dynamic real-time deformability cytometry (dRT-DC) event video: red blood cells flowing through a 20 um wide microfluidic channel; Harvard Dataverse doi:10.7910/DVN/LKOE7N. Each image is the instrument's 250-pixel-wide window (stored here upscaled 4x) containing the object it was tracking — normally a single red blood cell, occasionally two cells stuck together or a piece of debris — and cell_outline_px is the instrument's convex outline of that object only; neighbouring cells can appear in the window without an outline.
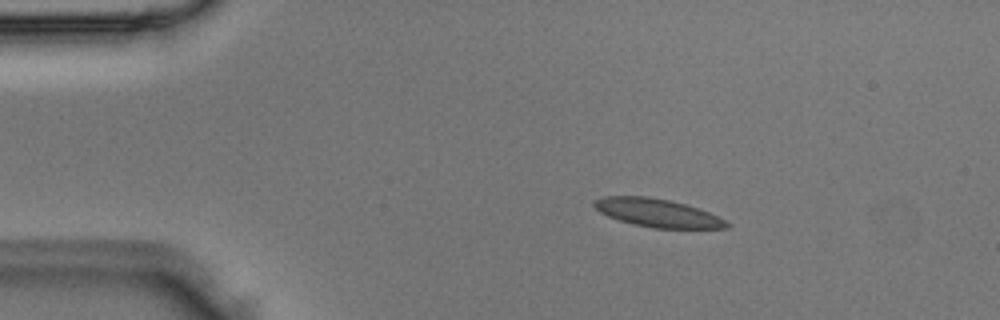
{"species": "Egyptian fruit bat (a non-hibernating species)", "species_latin": "Rousettus aegyptiacus", "temperature_condition": "room temperature", "stored_images_in_passage": 5, "camera_frame_rate_fps": 3000, "um_per_image_px": 0.085, "animal": {"sex": "male"}, "frame": {"image": 1, "passage_image": 2, "time_ms": 0.333, "image_size_px": [1000, 320], "cell_outline_px": [[732, 224], [728, 228], [652, 228], [620, 220], [608, 216], [600, 212], [592, 204], [592, 200], [604, 196], [644, 196], [668, 200], [684, 204], [708, 212]], "centroid_in_image_um": [55.85, 18.09], "position_along_channel_um": 29.2, "area_um2": 21.44}}
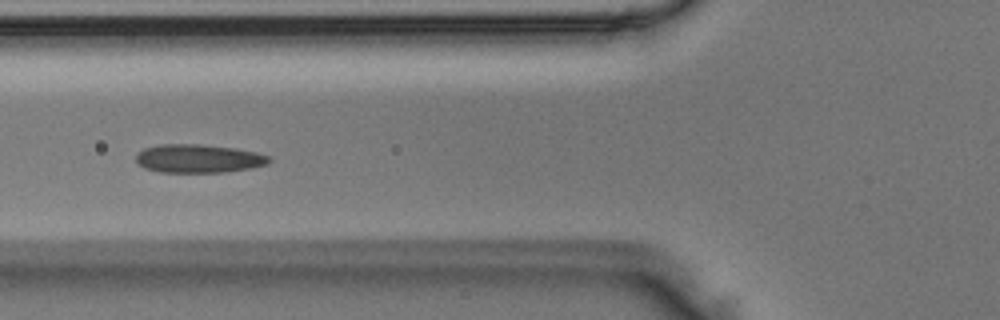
{"frame": {"image": 2, "passage_image": 5, "time_ms": 1.333, "image_size_px": [1000, 320], "cell_outline_px": [[272, 160], [268, 164], [248, 168], [224, 172], [160, 172], [144, 168], [136, 160], [136, 156], [144, 148], [160, 144], [200, 144], [236, 148], [256, 152], [268, 156]], "centroid_in_image_um": [16.88, 13.47], "position_along_channel_um": 108.9, "area_um2": 21.96}}